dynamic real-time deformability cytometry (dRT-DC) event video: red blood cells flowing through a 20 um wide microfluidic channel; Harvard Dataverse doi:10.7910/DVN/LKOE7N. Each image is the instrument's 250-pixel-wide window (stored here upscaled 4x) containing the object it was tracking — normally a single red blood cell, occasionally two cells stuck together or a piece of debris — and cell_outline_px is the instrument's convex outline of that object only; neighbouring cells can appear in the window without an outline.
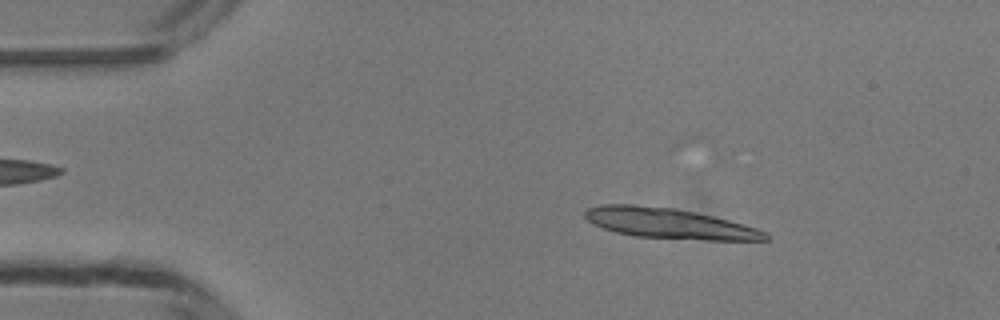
{"species": "common noctule bat (a hibernating species)", "species_latin": "Nyctalus noctula", "temperature_condition": "room temperature", "stored_images_in_passage": 14, "camera_frame_rate_fps": 3000, "um_per_image_px": 0.085, "animal": {"sex": "male", "body_mass_g": 13.3}, "frame": {"image": 1, "passage_image": 8, "time_ms": 2.333, "image_size_px": [1000, 320], "cell_outline_px": [[768, 240], [708, 240], [636, 236], [616, 232], [592, 224], [584, 216], [584, 208], [600, 204], [632, 204], [672, 208], [712, 216], [744, 224], [768, 232]], "centroid_in_image_um": [56.84, 18.98], "position_along_channel_um": 28.2, "area_um2": 31.73}}